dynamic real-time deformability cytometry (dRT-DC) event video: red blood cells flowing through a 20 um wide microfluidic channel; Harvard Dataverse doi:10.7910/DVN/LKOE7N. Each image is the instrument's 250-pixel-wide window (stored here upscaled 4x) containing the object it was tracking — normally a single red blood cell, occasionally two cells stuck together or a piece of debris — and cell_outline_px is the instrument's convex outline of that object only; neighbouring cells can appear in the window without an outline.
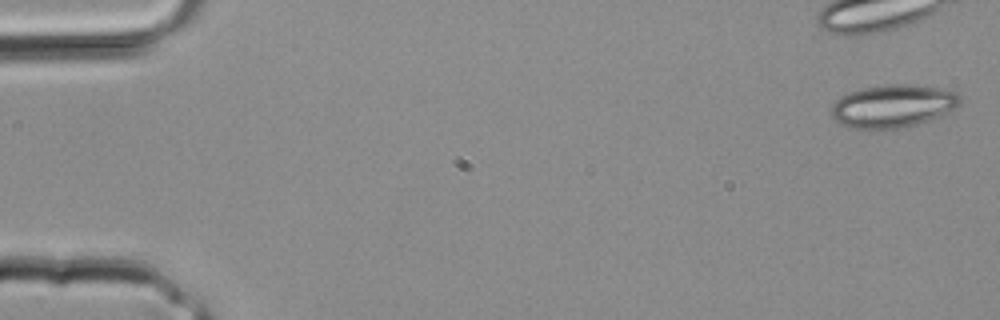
{"species": "common noctule bat (a hibernating species)", "species_latin": "Nyctalus noctula", "temperature_condition": "room temperature", "stored_images_in_passage": 4, "camera_frame_rate_fps": 3000, "um_per_image_px": 0.085, "animal": {"sex": "male", "body_mass_g": 20.4}, "frame": {"image": 1, "passage_image": 1, "time_ms": 0.0, "image_size_px": [1000, 320], "cell_outline_px": [[960, 104], [956, 108], [940, 116], [916, 124], [900, 128], [852, 128], [840, 124], [832, 116], [832, 104], [840, 96], [848, 92], [860, 88], [888, 84], [912, 84], [940, 88], [956, 92], [960, 96]], "centroid_in_image_um": [75.9, 8.99], "position_along_channel_um": 9.1, "area_um2": 32.14}}